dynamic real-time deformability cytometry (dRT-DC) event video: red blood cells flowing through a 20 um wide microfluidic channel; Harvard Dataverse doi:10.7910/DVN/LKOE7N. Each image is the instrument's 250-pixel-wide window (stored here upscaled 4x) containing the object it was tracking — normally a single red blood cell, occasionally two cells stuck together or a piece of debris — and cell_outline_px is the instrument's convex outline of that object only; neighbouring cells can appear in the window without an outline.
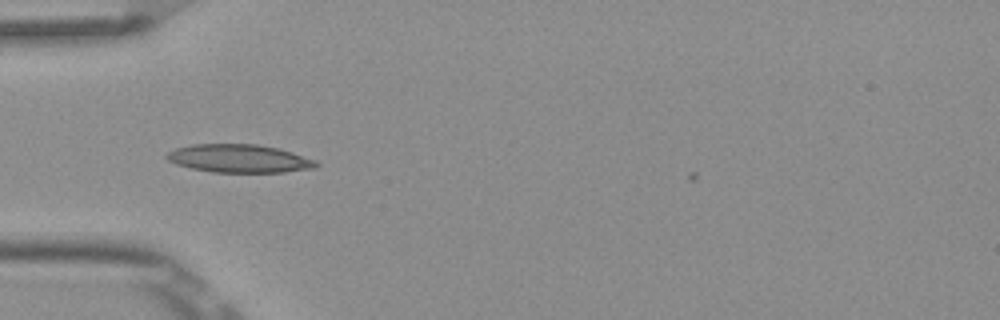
{"species": "Egyptian fruit bat (a non-hibernating species)", "species_latin": "Rousettus aegyptiacus", "temperature_condition": "room temperature", "stored_images_in_passage": 6, "camera_frame_rate_fps": 3000, "um_per_image_px": 0.085, "frame": {"image": 1, "passage_image": 3, "time_ms": 0.667, "image_size_px": [1000, 320], "cell_outline_px": [[320, 164], [316, 168], [284, 172], [212, 172], [192, 168], [176, 164], [168, 160], [164, 156], [168, 152], [176, 148], [192, 144], [256, 144], [280, 148], [316, 160]], "centroid_in_image_um": [20.36, 13.47], "position_along_channel_um": 64.6, "area_um2": 24.62}}
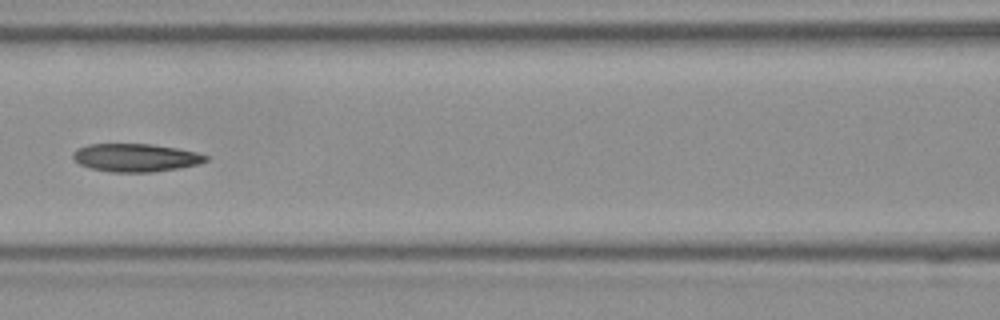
{"frame": {"image": 2, "passage_image": 5, "time_ms": 1.333, "image_size_px": [1000, 320], "cell_outline_px": [[208, 160], [200, 164], [180, 168], [152, 172], [112, 172], [92, 168], [80, 164], [72, 156], [72, 152], [76, 148], [88, 144], [152, 144], [176, 148], [196, 152], [208, 156]], "centroid_in_image_um": [11.54, 13.4], "position_along_channel_um": 155.1, "area_um2": 21.73}}
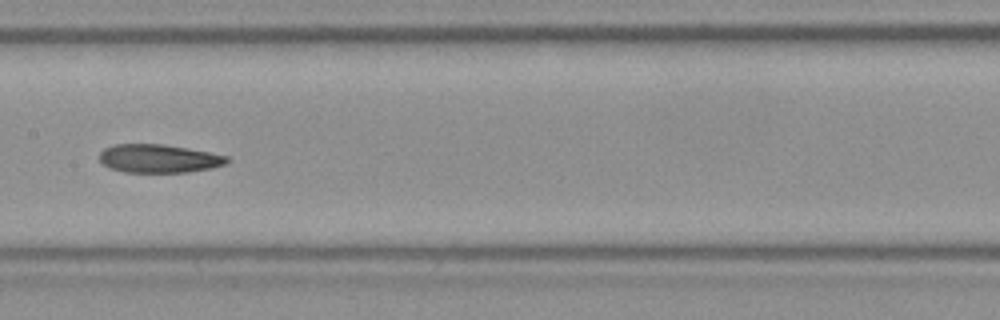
{"frame": {"image": 3, "passage_image": 6, "time_ms": 1.667, "image_size_px": [1000, 320], "cell_outline_px": [[232, 160], [228, 164], [212, 168], [188, 172], [124, 172], [108, 168], [100, 160], [100, 152], [104, 148], [112, 144], [164, 144], [208, 152], [228, 156]], "centroid_in_image_um": [13.52, 13.48], "position_along_channel_um": 193.9, "area_um2": 21.27}}